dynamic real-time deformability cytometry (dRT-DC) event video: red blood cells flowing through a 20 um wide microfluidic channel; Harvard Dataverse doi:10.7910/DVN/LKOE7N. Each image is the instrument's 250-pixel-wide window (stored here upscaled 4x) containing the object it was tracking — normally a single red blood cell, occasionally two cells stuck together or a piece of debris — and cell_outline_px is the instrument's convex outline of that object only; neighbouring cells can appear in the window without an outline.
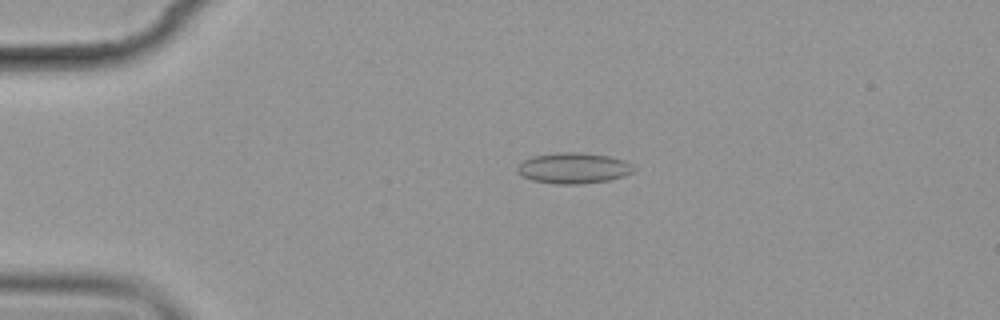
{"species": "common noctule bat (a hibernating species)", "species_latin": "Nyctalus noctula", "temperature_condition": "cold", "stored_images_in_passage": 9, "camera_frame_rate_fps": 3000, "um_per_image_px": 0.085, "animal": {"sex": "female", "body_mass_g": 19.9}, "frame": {"image": 1, "passage_image": 4, "time_ms": 3.667, "image_size_px": [1000, 320], "cell_outline_px": [[632, 172], [624, 176], [608, 180], [584, 184], [556, 184], [532, 180], [520, 176], [516, 172], [516, 168], [524, 160], [532, 156], [564, 152], [576, 152], [608, 156], [624, 160], [632, 164]], "centroid_in_image_um": [48.71, 14.3], "position_along_channel_um": 36.3, "area_um2": 20.81}}
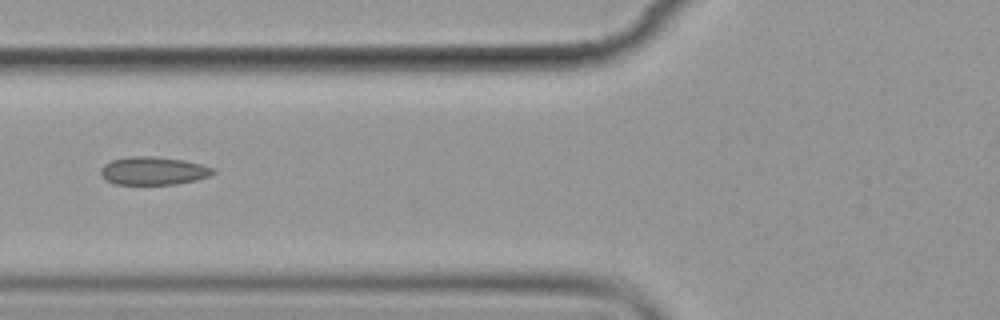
{"frame": {"image": 2, "passage_image": 7, "time_ms": 7.0, "image_size_px": [1000, 320], "cell_outline_px": [[216, 172], [208, 176], [196, 180], [176, 184], [116, 184], [108, 180], [100, 172], [100, 168], [104, 164], [112, 160], [128, 156], [152, 156], [184, 160], [200, 164], [212, 168]], "centroid_in_image_um": [13.03, 14.51], "position_along_channel_um": 112.8, "area_um2": 18.21}}
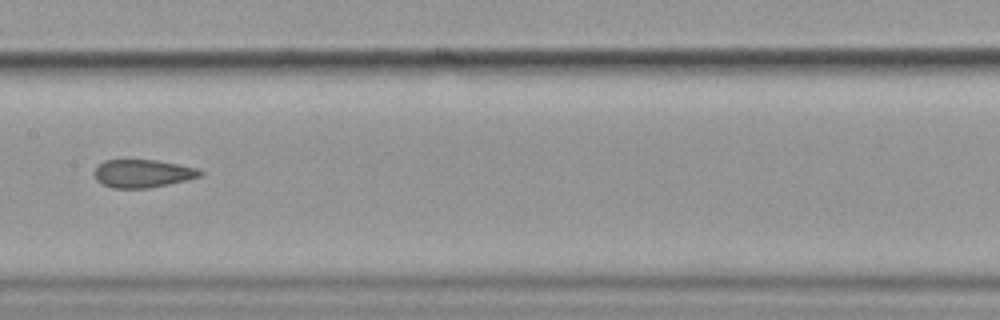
{"frame": {"image": 3, "passage_image": 9, "time_ms": 9.333, "image_size_px": [1000, 320], "cell_outline_px": [[204, 172], [200, 176], [188, 180], [148, 188], [112, 188], [100, 184], [96, 180], [92, 172], [104, 160], [156, 160], [200, 168]], "centroid_in_image_um": [12.12, 14.75], "position_along_channel_um": 195.3, "area_um2": 17.46}}